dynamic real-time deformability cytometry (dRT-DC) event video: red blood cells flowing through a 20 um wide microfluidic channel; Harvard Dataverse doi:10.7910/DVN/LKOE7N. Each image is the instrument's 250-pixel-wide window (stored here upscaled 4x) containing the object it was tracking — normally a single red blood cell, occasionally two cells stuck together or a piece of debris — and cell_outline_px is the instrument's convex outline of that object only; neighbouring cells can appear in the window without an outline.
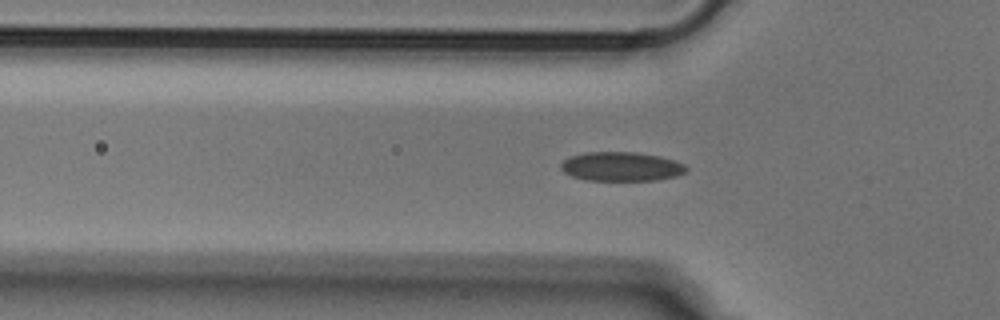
{"species": "Egyptian fruit bat (a non-hibernating species)", "species_latin": "Rousettus aegyptiacus", "temperature_condition": "cold", "stored_images_in_passage": 40, "camera_frame_rate_fps": 3000, "um_per_image_px": 0.085, "animal": {"sex": "male"}, "frame": {"image": 1, "passage_image": 4, "time_ms": 1.0, "image_size_px": [1000, 320], "cell_outline_px": [[688, 172], [676, 176], [656, 180], [588, 180], [572, 176], [564, 172], [560, 168], [560, 164], [564, 160], [572, 156], [584, 152], [636, 152], [660, 156], [676, 160], [684, 164], [688, 168]], "centroid_in_image_um": [52.85, 14.15], "position_along_channel_um": 73.0, "area_um2": 21.39}}
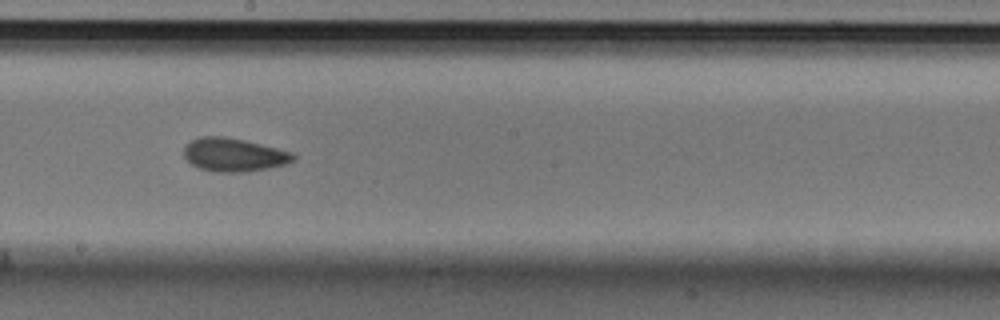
{"frame": {"image": 2, "passage_image": 16, "time_ms": 5.0, "image_size_px": [1000, 320], "cell_outline_px": [[296, 160], [284, 164], [268, 168], [248, 172], [216, 172], [200, 168], [192, 164], [184, 156], [184, 144], [200, 136], [224, 136], [244, 140], [292, 152], [296, 156]], "centroid_in_image_um": [19.87, 13.15], "position_along_channel_um": 228.3, "area_um2": 21.27}}
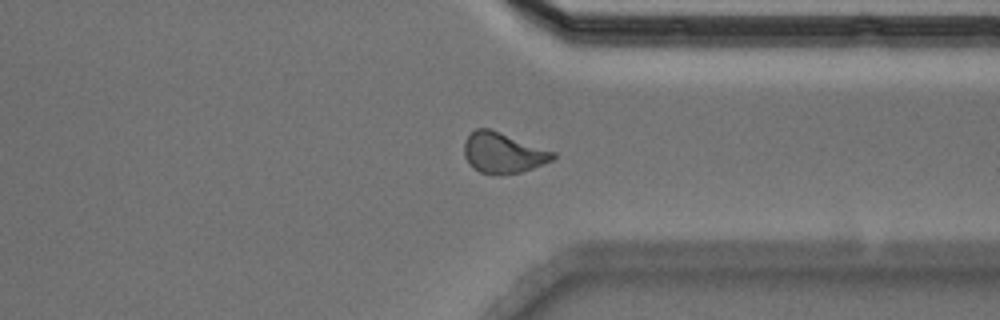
{"frame": {"image": 3, "passage_image": 27, "time_ms": 8.667, "image_size_px": [1000, 320], "cell_outline_px": [[556, 156], [552, 160], [532, 168], [520, 172], [500, 176], [480, 172], [468, 164], [464, 156], [464, 140], [476, 128], [488, 128], [556, 152]], "centroid_in_image_um": [42.73, 13.01], "position_along_channel_um": 368.7, "area_um2": 20.98}}